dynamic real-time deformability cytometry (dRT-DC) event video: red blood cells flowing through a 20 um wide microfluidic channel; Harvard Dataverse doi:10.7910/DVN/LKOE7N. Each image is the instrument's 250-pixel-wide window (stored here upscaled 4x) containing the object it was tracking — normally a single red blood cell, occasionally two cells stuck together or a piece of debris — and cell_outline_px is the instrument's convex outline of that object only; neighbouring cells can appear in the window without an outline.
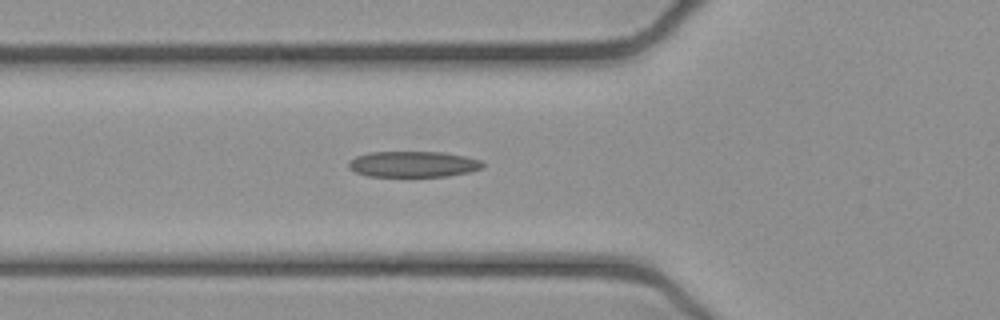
{"species": "common noctule bat (a hibernating species)", "species_latin": "Nyctalus noctula", "temperature_condition": "cold", "stored_images_in_passage": 36, "camera_frame_rate_fps": 3000, "um_per_image_px": 0.085, "animal": {"sex": "female", "body_mass_g": 21.9}, "frame": {"image": 1, "passage_image": 3, "time_ms": 0.667, "image_size_px": [1000, 320], "cell_outline_px": [[484, 168], [472, 172], [448, 176], [368, 176], [356, 172], [348, 168], [348, 160], [356, 156], [368, 152], [440, 152], [464, 156], [480, 160], [484, 164]], "centroid_in_image_um": [35.12, 13.95], "position_along_channel_um": 90.7, "area_um2": 20.35}}
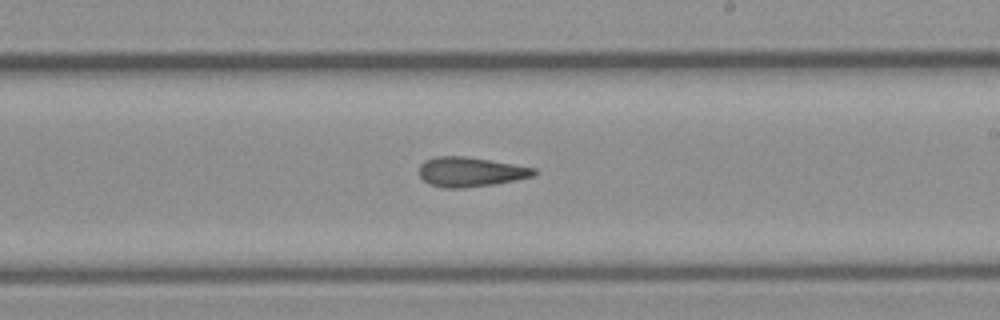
{"frame": {"image": 2, "passage_image": 15, "time_ms": 4.667, "image_size_px": [1000, 320], "cell_outline_px": [[540, 172], [536, 176], [496, 184], [464, 188], [444, 188], [428, 184], [420, 176], [420, 164], [424, 160], [436, 156], [464, 156], [536, 168]], "centroid_in_image_um": [40.02, 14.62], "position_along_channel_um": 249.0, "area_um2": 20.0}}
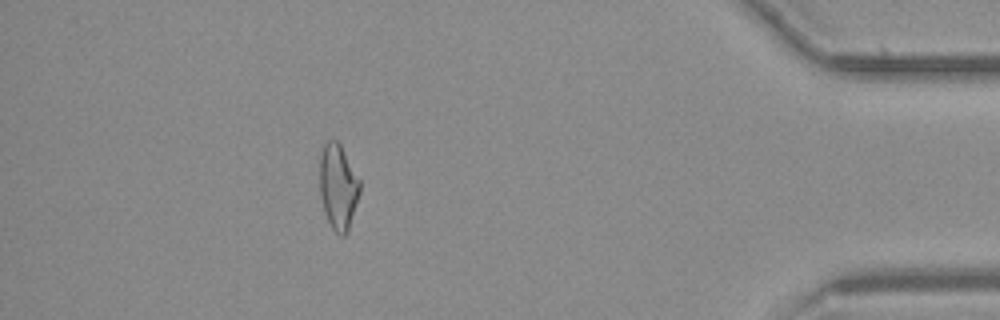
{"frame": {"image": 3, "passage_image": 31, "time_ms": 10.0, "image_size_px": [1000, 320], "cell_outline_px": [[360, 192], [348, 232], [344, 236], [340, 236], [332, 228], [324, 212], [320, 196], [320, 152], [324, 144], [328, 140], [336, 140], [340, 144], [360, 180]], "centroid_in_image_um": [28.74, 15.88], "position_along_channel_um": 406.5, "area_um2": 20.0}}